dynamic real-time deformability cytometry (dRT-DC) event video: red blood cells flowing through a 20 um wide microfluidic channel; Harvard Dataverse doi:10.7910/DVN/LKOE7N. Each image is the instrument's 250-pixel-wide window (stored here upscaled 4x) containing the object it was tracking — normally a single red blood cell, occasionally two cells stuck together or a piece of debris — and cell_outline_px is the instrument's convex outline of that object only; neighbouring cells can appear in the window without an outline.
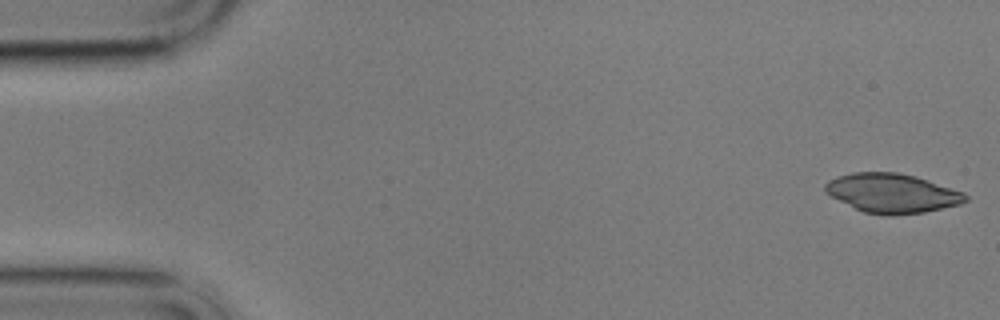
{"species": "common noctule bat (a hibernating species)", "species_latin": "Nyctalus noctula", "temperature_condition": "cold", "stored_images_in_passage": 55, "camera_frame_rate_fps": 3000, "um_per_image_px": 0.085, "animal": {"sex": "male", "body_mass_g": 17.9}, "frame": {"image": 1, "passage_image": 1, "time_ms": 0.0, "image_size_px": [1000, 320], "cell_outline_px": [[968, 200], [960, 204], [924, 212], [892, 216], [888, 216], [864, 212], [824, 192], [824, 184], [828, 180], [836, 176], [852, 172], [896, 172], [916, 176], [964, 192], [968, 196]], "centroid_in_image_um": [75.83, 16.41], "position_along_channel_um": 9.2, "area_um2": 32.08}}